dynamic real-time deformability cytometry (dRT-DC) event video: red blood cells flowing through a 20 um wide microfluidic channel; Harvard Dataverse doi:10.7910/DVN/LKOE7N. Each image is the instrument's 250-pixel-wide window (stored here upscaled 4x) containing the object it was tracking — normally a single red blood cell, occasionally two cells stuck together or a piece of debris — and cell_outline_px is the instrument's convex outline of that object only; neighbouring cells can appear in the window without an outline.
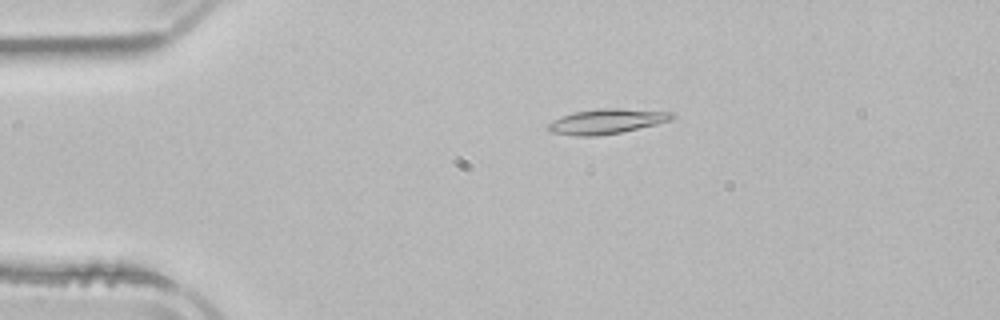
{"species": "common noctule bat (a hibernating species)", "species_latin": "Nyctalus noctula", "temperature_condition": "room temperature", "stored_images_in_passage": 53, "camera_frame_rate_fps": 3000, "um_per_image_px": 0.085, "animal": {"sex": "male", "body_mass_g": 21.5, "forearm_length_mm": 52.0}, "frame": {"image": 1, "passage_image": 11, "time_ms": 3.333, "image_size_px": [1000, 320], "cell_outline_px": [[676, 116], [672, 120], [656, 124], [620, 132], [596, 136], [576, 136], [548, 132], [548, 124], [560, 116], [572, 112], [600, 108], [620, 108], [672, 112]], "centroid_in_image_um": [51.55, 10.31], "position_along_channel_um": 33.5, "area_um2": 18.03}}
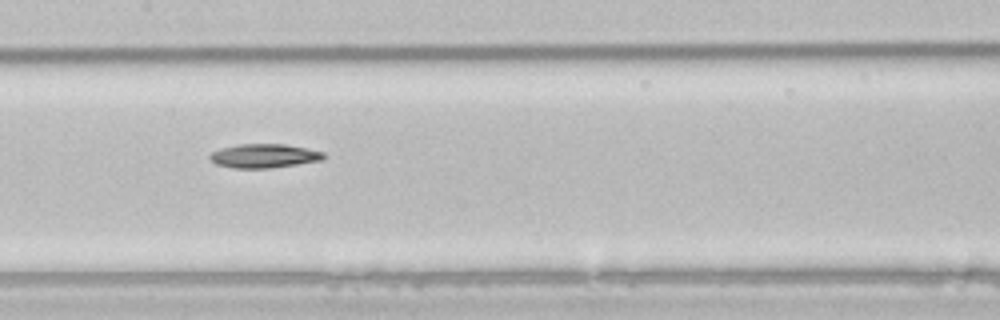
{"frame": {"image": 2, "passage_image": 26, "time_ms": 8.333, "image_size_px": [1000, 320], "cell_outline_px": [[328, 156], [324, 160], [268, 168], [232, 168], [216, 164], [208, 156], [212, 152], [220, 148], [240, 144], [284, 144], [324, 152]], "centroid_in_image_um": [22.46, 13.25], "position_along_channel_um": 184.9, "area_um2": 15.84}}
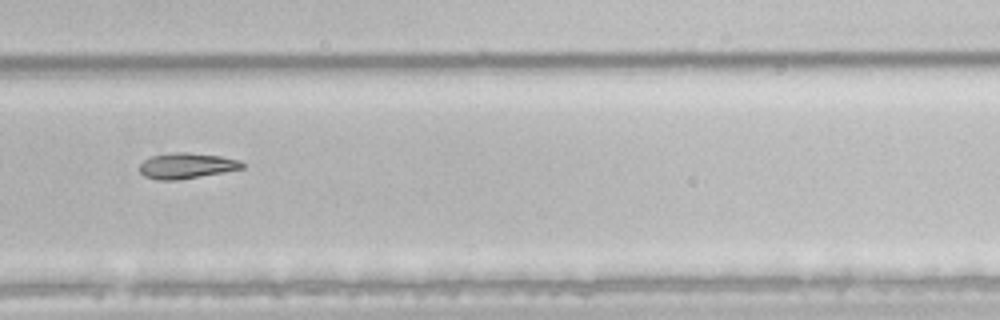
{"frame": {"image": 3, "passage_image": 36, "time_ms": 11.667, "image_size_px": [1000, 320], "cell_outline_px": [[244, 168], [224, 172], [176, 180], [160, 180], [144, 176], [140, 172], [140, 164], [144, 160], [152, 156], [172, 152], [188, 152], [220, 156], [240, 160], [244, 164]], "centroid_in_image_um": [15.86, 14.08], "position_along_channel_um": 313.9, "area_um2": 15.26}, "authors_computed_cell_mechanics": {"area_um2": 16.6464, "velocity_mm_per_s": 3.8861, "shape_relaxation_time_tau1_ms": 5.4146, "shape_relaxation_time_tau2_ms": null, "deformation_change_tau1": 0.1408, "deformation_change_tau2": null}}